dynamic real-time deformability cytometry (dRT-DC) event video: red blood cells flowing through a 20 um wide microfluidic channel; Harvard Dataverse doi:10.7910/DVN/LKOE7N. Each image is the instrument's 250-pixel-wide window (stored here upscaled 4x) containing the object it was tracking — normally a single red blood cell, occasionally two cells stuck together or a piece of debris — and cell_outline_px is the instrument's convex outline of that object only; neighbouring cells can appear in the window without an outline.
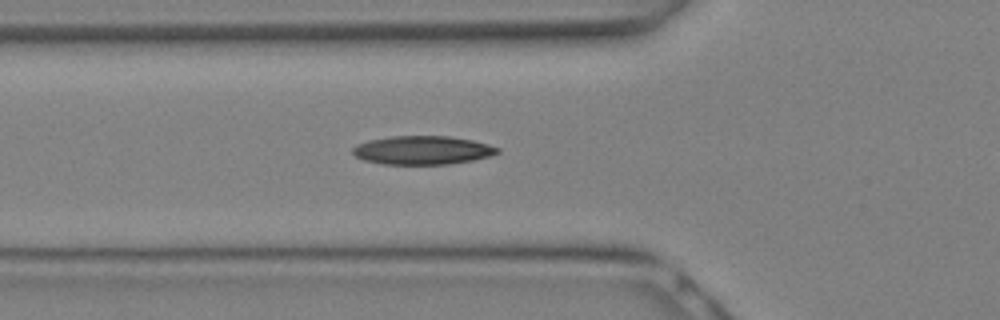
{"species": "Egyptian fruit bat (a non-hibernating species)", "species_latin": "Rousettus aegyptiacus", "temperature_condition": "warm", "stored_images_in_passage": 8, "camera_frame_rate_fps": 3000, "um_per_image_px": 0.085, "animal": {"sex": "female"}, "frame": {"image": 1, "passage_image": 6, "time_ms": 1.667, "image_size_px": [1000, 320], "cell_outline_px": [[500, 152], [492, 156], [472, 160], [448, 164], [384, 164], [364, 160], [356, 156], [352, 152], [352, 148], [356, 144], [368, 140], [392, 136], [448, 136], [472, 140], [488, 144], [500, 148]], "centroid_in_image_um": [35.92, 12.76], "position_along_channel_um": 89.9, "area_um2": 24.16}}
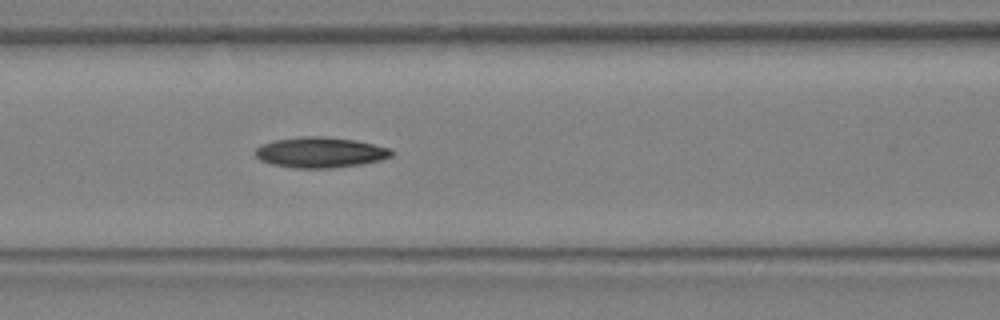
{"frame": {"image": 2, "passage_image": 8, "time_ms": 2.333, "image_size_px": [1000, 320], "cell_outline_px": [[392, 156], [380, 160], [360, 164], [332, 168], [292, 168], [272, 164], [260, 160], [256, 156], [256, 148], [260, 144], [276, 140], [304, 136], [324, 136], [356, 140], [392, 148]], "centroid_in_image_um": [27.23, 12.95], "position_along_channel_um": 139.4, "area_um2": 24.28}}